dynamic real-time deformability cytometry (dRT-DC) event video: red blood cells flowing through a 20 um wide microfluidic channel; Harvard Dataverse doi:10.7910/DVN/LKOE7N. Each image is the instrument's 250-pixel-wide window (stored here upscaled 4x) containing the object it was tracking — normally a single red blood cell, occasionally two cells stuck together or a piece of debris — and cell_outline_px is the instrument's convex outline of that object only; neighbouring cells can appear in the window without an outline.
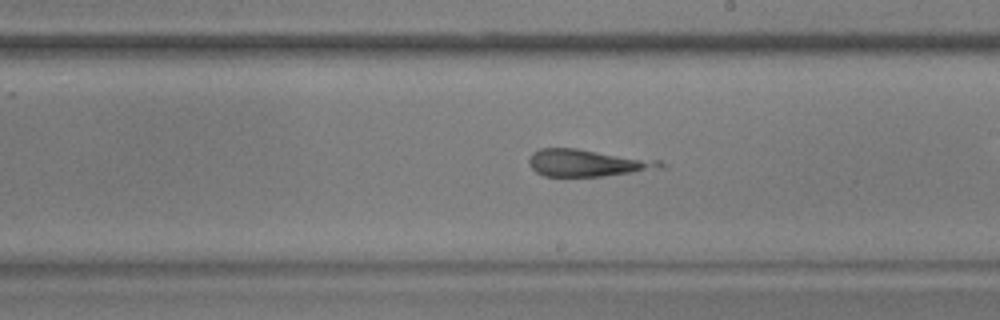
{"species": "common noctule bat (a hibernating species)", "species_latin": "Nyctalus noctula", "temperature_condition": "warm", "stored_images_in_passage": 57, "camera_frame_rate_fps": 3000, "um_per_image_px": 0.085, "animal": {"sex": "male", "body_mass_g": 17.9, "forearm_length_mm": 54.2}, "frame": {"image": 1, "passage_image": 33, "time_ms": 10.667, "image_size_px": [1000, 320], "cell_outline_px": [[668, 168], [604, 176], [544, 176], [536, 172], [528, 164], [528, 160], [532, 152], [540, 148], [576, 148], [660, 160], [668, 164]], "centroid_in_image_um": [50.0, 13.85], "position_along_channel_um": 239.0, "area_um2": 21.1}}